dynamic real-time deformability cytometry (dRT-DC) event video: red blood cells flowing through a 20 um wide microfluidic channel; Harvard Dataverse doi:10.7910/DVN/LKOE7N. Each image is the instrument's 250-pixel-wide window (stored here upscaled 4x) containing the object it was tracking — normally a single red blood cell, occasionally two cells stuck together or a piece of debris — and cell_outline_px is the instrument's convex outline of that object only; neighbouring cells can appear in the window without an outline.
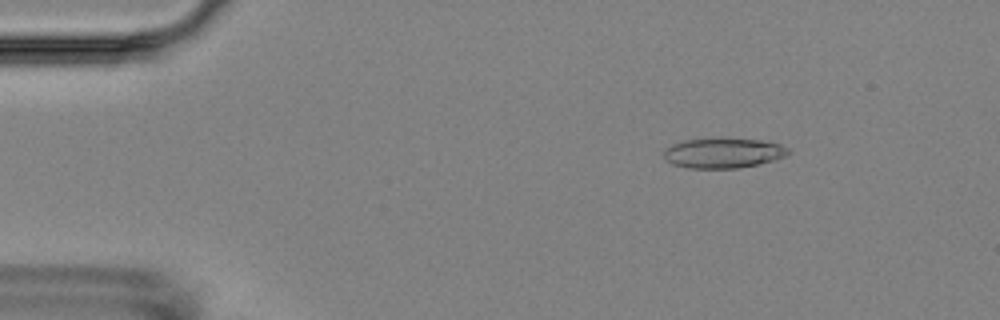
{"species": "Egyptian fruit bat (a non-hibernating species)", "species_latin": "Rousettus aegyptiacus", "temperature_condition": "room temperature", "stored_images_in_passage": 4, "camera_frame_rate_fps": 3000, "um_per_image_px": 0.085, "animal": {"sex": "female"}, "frame": {"image": 1, "passage_image": 2, "time_ms": 1.0, "image_size_px": [1000, 320], "cell_outline_px": [[792, 152], [784, 156], [772, 160], [756, 164], [736, 168], [688, 168], [672, 164], [664, 156], [664, 148], [672, 144], [684, 140], [720, 136], [760, 140], [780, 144], [788, 148]], "centroid_in_image_um": [61.45, 12.96], "position_along_channel_um": 23.6, "area_um2": 22.2}}